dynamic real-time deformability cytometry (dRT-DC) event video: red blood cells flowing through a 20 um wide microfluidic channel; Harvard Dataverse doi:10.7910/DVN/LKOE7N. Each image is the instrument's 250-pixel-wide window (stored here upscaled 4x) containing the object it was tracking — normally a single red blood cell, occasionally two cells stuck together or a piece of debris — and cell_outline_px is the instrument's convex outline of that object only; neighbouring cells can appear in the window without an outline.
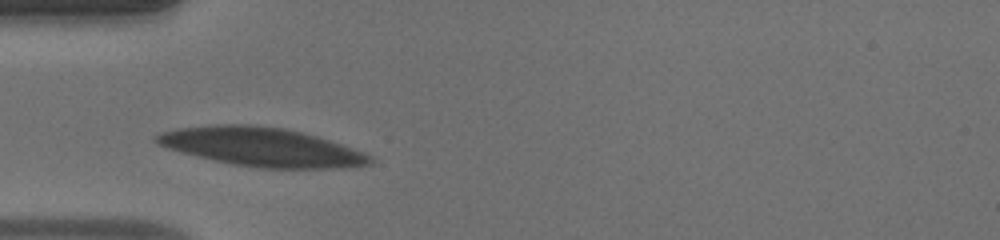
{"species": "human", "species_latin": "Homo sapiens", "temperature_condition": "warm", "stored_images_in_passage": 36, "camera_frame_rate_fps": 3000, "um_per_image_px": 0.085, "donor": {"sex": "male"}, "frame": {"image": 1, "passage_image": 1, "time_ms": 0.0, "image_size_px": [1000, 240], "cell_outline_px": [[372, 160], [368, 164], [324, 168], [260, 168], [232, 164], [200, 156], [172, 148], [160, 144], [156, 140], [156, 136], [164, 132], [184, 128], [216, 124], [248, 124], [284, 128], [300, 132], [328, 140], [340, 144], [360, 152], [368, 156]], "centroid_in_image_um": [22.23, 12.48], "position_along_channel_um": 62.8, "area_um2": 46.41}}
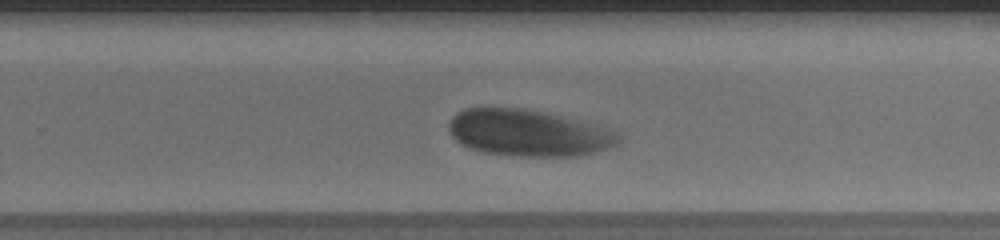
{"frame": {"image": 2, "passage_image": 18, "time_ms": 5.667, "image_size_px": [1000, 240], "cell_outline_px": [[616, 136], [612, 144], [604, 148], [576, 156], [520, 156], [488, 152], [472, 148], [456, 140], [452, 136], [448, 128], [448, 124], [452, 116], [456, 112], [464, 108], [520, 108], [560, 116], [600, 128]], "centroid_in_image_um": [44.7, 11.29], "position_along_channel_um": 285.1, "area_um2": 44.04}}
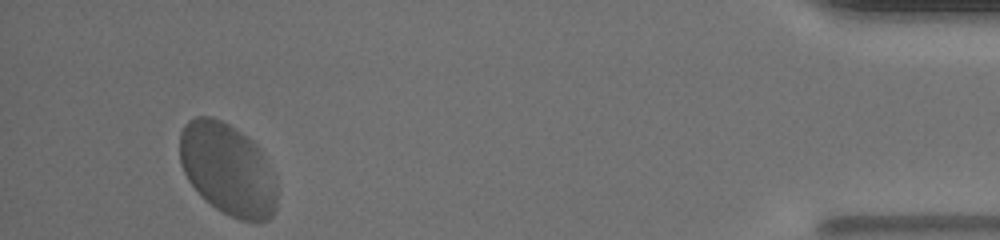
{"frame": {"image": 3, "passage_image": 33, "time_ms": 10.667, "image_size_px": [1000, 240], "cell_outline_px": [[276, 208], [272, 216], [268, 220], [240, 220], [216, 208], [188, 180], [184, 172], [180, 160], [180, 132], [184, 124], [188, 120], [196, 116], [208, 116], [220, 120], [228, 124], [240, 132], [256, 144], [276, 184]], "centroid_in_image_um": [19.32, 14.37], "position_along_channel_um": 415.9, "area_um2": 51.04}, "authors_computed_cell_mechanics": {"area_um2": 45.6042, "velocity_mm_per_s": 3.9718, "shape_relaxation_time_tau1_ms": 4.0357, "shape_relaxation_time_tau2_ms": null, "deformation_change_tau1": 0.1741, "deformation_change_tau2": null}}